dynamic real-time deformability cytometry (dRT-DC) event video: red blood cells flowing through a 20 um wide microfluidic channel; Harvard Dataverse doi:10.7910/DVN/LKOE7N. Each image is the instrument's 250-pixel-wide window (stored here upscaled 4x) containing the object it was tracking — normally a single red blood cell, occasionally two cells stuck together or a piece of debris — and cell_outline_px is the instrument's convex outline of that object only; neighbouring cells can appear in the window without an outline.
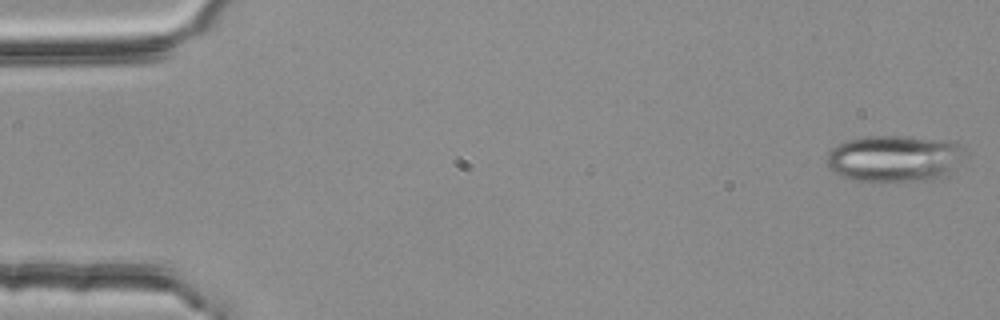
{"species": "common noctule bat (a hibernating species)", "species_latin": "Nyctalus noctula", "temperature_condition": "room temperature", "stored_images_in_passage": 4, "camera_frame_rate_fps": 3000, "um_per_image_px": 0.085, "animal": {"sex": "female", "body_mass_g": 25.1}, "frame": {"image": 1, "passage_image": 1, "time_ms": 0.0, "image_size_px": [1000, 320], "cell_outline_px": [[960, 144], [948, 176], [940, 180], [880, 184], [852, 180], [840, 176], [828, 168], [828, 152], [832, 148], [848, 140], [864, 136], [904, 136], [956, 140]], "centroid_in_image_um": [75.94, 13.52], "position_along_channel_um": 9.1, "area_um2": 38.03}}